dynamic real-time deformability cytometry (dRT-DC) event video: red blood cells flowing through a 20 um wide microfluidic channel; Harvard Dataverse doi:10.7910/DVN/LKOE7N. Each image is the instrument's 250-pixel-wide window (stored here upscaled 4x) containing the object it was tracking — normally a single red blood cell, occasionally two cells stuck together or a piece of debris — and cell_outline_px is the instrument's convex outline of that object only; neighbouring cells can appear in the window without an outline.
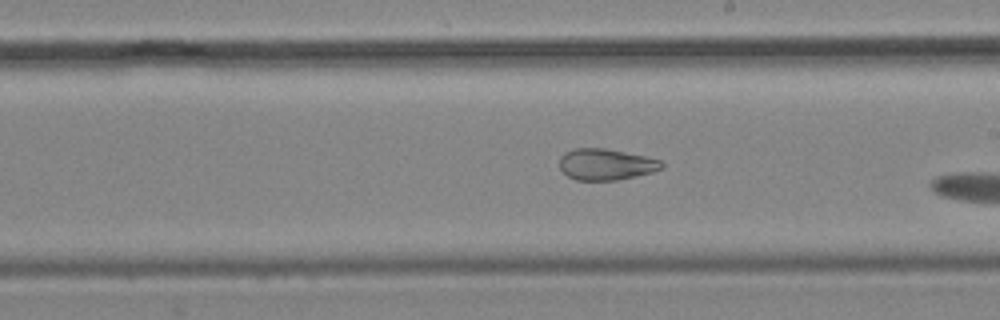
{"species": "common noctule bat (a hibernating species)", "species_latin": "Nyctalus noctula", "temperature_condition": "cold", "stored_images_in_passage": 7, "camera_frame_rate_fps": 3000, "um_per_image_px": 0.085, "animal": {"sex": "male", "body_mass_g": 19.2, "forearm_length_mm": 51.8}, "frame": {"image": 1, "passage_image": 6, "time_ms": 7.0, "image_size_px": [1000, 320], "cell_outline_px": [[664, 164], [660, 168], [652, 172], [636, 176], [616, 180], [576, 180], [568, 176], [560, 168], [560, 156], [564, 152], [572, 148], [604, 148], [644, 156], [660, 160]], "centroid_in_image_um": [51.46, 13.96], "position_along_channel_um": 237.5, "area_um2": 18.5}}